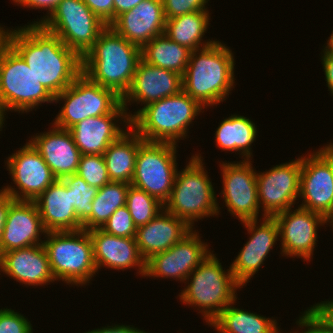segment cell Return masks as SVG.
Listing matches in <instances>:
<instances>
[{"label": "cell", "instance_id": "1", "mask_svg": "<svg viewBox=\"0 0 333 333\" xmlns=\"http://www.w3.org/2000/svg\"><path fill=\"white\" fill-rule=\"evenodd\" d=\"M15 29H10L9 44L53 97L82 73V59L41 24Z\"/></svg>", "mask_w": 333, "mask_h": 333}, {"label": "cell", "instance_id": "2", "mask_svg": "<svg viewBox=\"0 0 333 333\" xmlns=\"http://www.w3.org/2000/svg\"><path fill=\"white\" fill-rule=\"evenodd\" d=\"M234 66L232 50L218 40L210 46L191 51L182 76V90L203 108L219 105L236 83Z\"/></svg>", "mask_w": 333, "mask_h": 333}, {"label": "cell", "instance_id": "3", "mask_svg": "<svg viewBox=\"0 0 333 333\" xmlns=\"http://www.w3.org/2000/svg\"><path fill=\"white\" fill-rule=\"evenodd\" d=\"M140 59L141 48L108 25L82 58V73L122 98L131 86Z\"/></svg>", "mask_w": 333, "mask_h": 333}, {"label": "cell", "instance_id": "4", "mask_svg": "<svg viewBox=\"0 0 333 333\" xmlns=\"http://www.w3.org/2000/svg\"><path fill=\"white\" fill-rule=\"evenodd\" d=\"M204 108L186 92L145 106L132 120L131 127L147 142L178 144L186 139L188 126Z\"/></svg>", "mask_w": 333, "mask_h": 333}, {"label": "cell", "instance_id": "5", "mask_svg": "<svg viewBox=\"0 0 333 333\" xmlns=\"http://www.w3.org/2000/svg\"><path fill=\"white\" fill-rule=\"evenodd\" d=\"M215 255L211 252L186 278L188 285L178 295L183 304L200 309L209 325L229 304L236 301L237 289L243 288L234 278L231 267L223 270Z\"/></svg>", "mask_w": 333, "mask_h": 333}, {"label": "cell", "instance_id": "6", "mask_svg": "<svg viewBox=\"0 0 333 333\" xmlns=\"http://www.w3.org/2000/svg\"><path fill=\"white\" fill-rule=\"evenodd\" d=\"M188 165L177 171L169 199L164 209L184 220L192 229L194 222L219 215L216 193L199 154L191 156Z\"/></svg>", "mask_w": 333, "mask_h": 333}, {"label": "cell", "instance_id": "7", "mask_svg": "<svg viewBox=\"0 0 333 333\" xmlns=\"http://www.w3.org/2000/svg\"><path fill=\"white\" fill-rule=\"evenodd\" d=\"M45 236L43 247L56 281L82 286L99 272L94 262L89 231L46 232Z\"/></svg>", "mask_w": 333, "mask_h": 333}, {"label": "cell", "instance_id": "8", "mask_svg": "<svg viewBox=\"0 0 333 333\" xmlns=\"http://www.w3.org/2000/svg\"><path fill=\"white\" fill-rule=\"evenodd\" d=\"M45 102L54 103V97L8 44L0 55V104L5 111L28 113Z\"/></svg>", "mask_w": 333, "mask_h": 333}, {"label": "cell", "instance_id": "9", "mask_svg": "<svg viewBox=\"0 0 333 333\" xmlns=\"http://www.w3.org/2000/svg\"><path fill=\"white\" fill-rule=\"evenodd\" d=\"M61 100L64 105L52 123L61 129H69L89 117L110 114L122 103L115 91L92 82L83 73L54 97L55 103Z\"/></svg>", "mask_w": 333, "mask_h": 333}, {"label": "cell", "instance_id": "10", "mask_svg": "<svg viewBox=\"0 0 333 333\" xmlns=\"http://www.w3.org/2000/svg\"><path fill=\"white\" fill-rule=\"evenodd\" d=\"M41 25L57 35L81 59L107 26L82 0H61Z\"/></svg>", "mask_w": 333, "mask_h": 333}, {"label": "cell", "instance_id": "11", "mask_svg": "<svg viewBox=\"0 0 333 333\" xmlns=\"http://www.w3.org/2000/svg\"><path fill=\"white\" fill-rule=\"evenodd\" d=\"M177 144L147 142L139 145L131 185L165 203L171 194L177 169Z\"/></svg>", "mask_w": 333, "mask_h": 333}, {"label": "cell", "instance_id": "12", "mask_svg": "<svg viewBox=\"0 0 333 333\" xmlns=\"http://www.w3.org/2000/svg\"><path fill=\"white\" fill-rule=\"evenodd\" d=\"M6 167L17 186H4L1 191L16 201H35L57 179L40 153L28 141L6 160Z\"/></svg>", "mask_w": 333, "mask_h": 333}, {"label": "cell", "instance_id": "13", "mask_svg": "<svg viewBox=\"0 0 333 333\" xmlns=\"http://www.w3.org/2000/svg\"><path fill=\"white\" fill-rule=\"evenodd\" d=\"M301 156L289 163L256 173L259 207L263 217L293 208L300 193ZM262 205V206H261Z\"/></svg>", "mask_w": 333, "mask_h": 333}, {"label": "cell", "instance_id": "14", "mask_svg": "<svg viewBox=\"0 0 333 333\" xmlns=\"http://www.w3.org/2000/svg\"><path fill=\"white\" fill-rule=\"evenodd\" d=\"M301 197V198H300ZM299 198L303 209L326 216L333 205V155L323 146L301 156Z\"/></svg>", "mask_w": 333, "mask_h": 333}, {"label": "cell", "instance_id": "15", "mask_svg": "<svg viewBox=\"0 0 333 333\" xmlns=\"http://www.w3.org/2000/svg\"><path fill=\"white\" fill-rule=\"evenodd\" d=\"M219 166L222 171L223 190L221 197L229 213L238 220L247 221L258 219L260 212L256 171L252 161L243 160L223 162Z\"/></svg>", "mask_w": 333, "mask_h": 333}, {"label": "cell", "instance_id": "16", "mask_svg": "<svg viewBox=\"0 0 333 333\" xmlns=\"http://www.w3.org/2000/svg\"><path fill=\"white\" fill-rule=\"evenodd\" d=\"M200 238L192 229L168 250L152 255L146 260L145 277L174 278L186 283V278L211 253Z\"/></svg>", "mask_w": 333, "mask_h": 333}, {"label": "cell", "instance_id": "17", "mask_svg": "<svg viewBox=\"0 0 333 333\" xmlns=\"http://www.w3.org/2000/svg\"><path fill=\"white\" fill-rule=\"evenodd\" d=\"M273 217L278 225L282 256L311 260L318 227L325 224L324 216L298 206L294 211L290 208Z\"/></svg>", "mask_w": 333, "mask_h": 333}, {"label": "cell", "instance_id": "18", "mask_svg": "<svg viewBox=\"0 0 333 333\" xmlns=\"http://www.w3.org/2000/svg\"><path fill=\"white\" fill-rule=\"evenodd\" d=\"M261 219L263 221L260 224L258 219L241 222L251 235L230 267L234 278L242 287L257 274L270 250L280 239L275 218L266 216Z\"/></svg>", "mask_w": 333, "mask_h": 333}, {"label": "cell", "instance_id": "19", "mask_svg": "<svg viewBox=\"0 0 333 333\" xmlns=\"http://www.w3.org/2000/svg\"><path fill=\"white\" fill-rule=\"evenodd\" d=\"M182 90V76L176 72L148 64L140 59L129 90L122 97V104L128 111L129 102L144 104L142 108L128 113L132 120L145 106L163 98L178 94Z\"/></svg>", "mask_w": 333, "mask_h": 333}, {"label": "cell", "instance_id": "20", "mask_svg": "<svg viewBox=\"0 0 333 333\" xmlns=\"http://www.w3.org/2000/svg\"><path fill=\"white\" fill-rule=\"evenodd\" d=\"M118 121L125 123L124 127L131 126L122 103L112 113L86 118L68 130L82 155H103L108 146L126 132L118 126Z\"/></svg>", "mask_w": 333, "mask_h": 333}, {"label": "cell", "instance_id": "21", "mask_svg": "<svg viewBox=\"0 0 333 333\" xmlns=\"http://www.w3.org/2000/svg\"><path fill=\"white\" fill-rule=\"evenodd\" d=\"M41 234L46 235V230L36 203L15 200L7 211L0 241V255L11 250L43 244Z\"/></svg>", "mask_w": 333, "mask_h": 333}, {"label": "cell", "instance_id": "22", "mask_svg": "<svg viewBox=\"0 0 333 333\" xmlns=\"http://www.w3.org/2000/svg\"><path fill=\"white\" fill-rule=\"evenodd\" d=\"M162 0H143L130 11L119 15L109 26L127 41L142 48L165 31Z\"/></svg>", "mask_w": 333, "mask_h": 333}, {"label": "cell", "instance_id": "23", "mask_svg": "<svg viewBox=\"0 0 333 333\" xmlns=\"http://www.w3.org/2000/svg\"><path fill=\"white\" fill-rule=\"evenodd\" d=\"M89 235L97 271L101 267L123 271L138 267L139 275L145 277L146 260L140 254L135 237L114 236L101 228L89 230Z\"/></svg>", "mask_w": 333, "mask_h": 333}, {"label": "cell", "instance_id": "24", "mask_svg": "<svg viewBox=\"0 0 333 333\" xmlns=\"http://www.w3.org/2000/svg\"><path fill=\"white\" fill-rule=\"evenodd\" d=\"M29 142L40 153L56 179L77 172L82 154L68 129L52 124V129L32 136Z\"/></svg>", "mask_w": 333, "mask_h": 333}, {"label": "cell", "instance_id": "25", "mask_svg": "<svg viewBox=\"0 0 333 333\" xmlns=\"http://www.w3.org/2000/svg\"><path fill=\"white\" fill-rule=\"evenodd\" d=\"M0 272L28 286H42L56 281L43 244L2 253Z\"/></svg>", "mask_w": 333, "mask_h": 333}, {"label": "cell", "instance_id": "26", "mask_svg": "<svg viewBox=\"0 0 333 333\" xmlns=\"http://www.w3.org/2000/svg\"><path fill=\"white\" fill-rule=\"evenodd\" d=\"M46 232L77 231L83 229L71 204L70 188L57 179L35 201Z\"/></svg>", "mask_w": 333, "mask_h": 333}, {"label": "cell", "instance_id": "27", "mask_svg": "<svg viewBox=\"0 0 333 333\" xmlns=\"http://www.w3.org/2000/svg\"><path fill=\"white\" fill-rule=\"evenodd\" d=\"M191 230L184 220L163 209L154 219L137 228V247L148 260L156 253L168 250Z\"/></svg>", "mask_w": 333, "mask_h": 333}, {"label": "cell", "instance_id": "28", "mask_svg": "<svg viewBox=\"0 0 333 333\" xmlns=\"http://www.w3.org/2000/svg\"><path fill=\"white\" fill-rule=\"evenodd\" d=\"M129 128V129H128ZM144 140L130 126L103 153L111 181L131 184L139 145Z\"/></svg>", "mask_w": 333, "mask_h": 333}, {"label": "cell", "instance_id": "29", "mask_svg": "<svg viewBox=\"0 0 333 333\" xmlns=\"http://www.w3.org/2000/svg\"><path fill=\"white\" fill-rule=\"evenodd\" d=\"M256 129L255 123L249 118L231 114L214 133L216 146L223 151H239L244 161L252 160L251 145L256 140Z\"/></svg>", "mask_w": 333, "mask_h": 333}, {"label": "cell", "instance_id": "30", "mask_svg": "<svg viewBox=\"0 0 333 333\" xmlns=\"http://www.w3.org/2000/svg\"><path fill=\"white\" fill-rule=\"evenodd\" d=\"M209 10L196 11L166 20L164 34L172 41L187 47L191 51L213 44L216 40L202 39L207 31ZM202 41V42H201Z\"/></svg>", "mask_w": 333, "mask_h": 333}, {"label": "cell", "instance_id": "31", "mask_svg": "<svg viewBox=\"0 0 333 333\" xmlns=\"http://www.w3.org/2000/svg\"><path fill=\"white\" fill-rule=\"evenodd\" d=\"M191 50L172 41L164 33L156 36L141 48V59L156 67L183 76Z\"/></svg>", "mask_w": 333, "mask_h": 333}, {"label": "cell", "instance_id": "32", "mask_svg": "<svg viewBox=\"0 0 333 333\" xmlns=\"http://www.w3.org/2000/svg\"><path fill=\"white\" fill-rule=\"evenodd\" d=\"M235 303L229 304L210 323L217 333H268L278 325L276 319L234 307Z\"/></svg>", "mask_w": 333, "mask_h": 333}, {"label": "cell", "instance_id": "33", "mask_svg": "<svg viewBox=\"0 0 333 333\" xmlns=\"http://www.w3.org/2000/svg\"><path fill=\"white\" fill-rule=\"evenodd\" d=\"M129 185L126 182L111 181L98 188L92 202L91 215L82 223L83 229L89 231L102 228L118 208L125 206Z\"/></svg>", "mask_w": 333, "mask_h": 333}, {"label": "cell", "instance_id": "34", "mask_svg": "<svg viewBox=\"0 0 333 333\" xmlns=\"http://www.w3.org/2000/svg\"><path fill=\"white\" fill-rule=\"evenodd\" d=\"M125 206L137 228L147 224L164 209V204L157 198L131 184L127 192Z\"/></svg>", "mask_w": 333, "mask_h": 333}, {"label": "cell", "instance_id": "35", "mask_svg": "<svg viewBox=\"0 0 333 333\" xmlns=\"http://www.w3.org/2000/svg\"><path fill=\"white\" fill-rule=\"evenodd\" d=\"M70 188L71 204L74 206L76 216L83 223L92 212V202L98 188L87 184L84 179L74 173L62 179Z\"/></svg>", "mask_w": 333, "mask_h": 333}, {"label": "cell", "instance_id": "36", "mask_svg": "<svg viewBox=\"0 0 333 333\" xmlns=\"http://www.w3.org/2000/svg\"><path fill=\"white\" fill-rule=\"evenodd\" d=\"M76 174L97 188L111 182L103 155H81Z\"/></svg>", "mask_w": 333, "mask_h": 333}, {"label": "cell", "instance_id": "37", "mask_svg": "<svg viewBox=\"0 0 333 333\" xmlns=\"http://www.w3.org/2000/svg\"><path fill=\"white\" fill-rule=\"evenodd\" d=\"M118 237H136L137 227L126 206L118 208L101 228Z\"/></svg>", "mask_w": 333, "mask_h": 333}, {"label": "cell", "instance_id": "38", "mask_svg": "<svg viewBox=\"0 0 333 333\" xmlns=\"http://www.w3.org/2000/svg\"><path fill=\"white\" fill-rule=\"evenodd\" d=\"M0 333H33L31 322L12 309H0Z\"/></svg>", "mask_w": 333, "mask_h": 333}, {"label": "cell", "instance_id": "39", "mask_svg": "<svg viewBox=\"0 0 333 333\" xmlns=\"http://www.w3.org/2000/svg\"><path fill=\"white\" fill-rule=\"evenodd\" d=\"M209 0H162L165 19H172L196 11L208 10Z\"/></svg>", "mask_w": 333, "mask_h": 333}, {"label": "cell", "instance_id": "40", "mask_svg": "<svg viewBox=\"0 0 333 333\" xmlns=\"http://www.w3.org/2000/svg\"><path fill=\"white\" fill-rule=\"evenodd\" d=\"M296 323L301 329L305 327L300 333H333V327L313 307L307 308Z\"/></svg>", "mask_w": 333, "mask_h": 333}, {"label": "cell", "instance_id": "41", "mask_svg": "<svg viewBox=\"0 0 333 333\" xmlns=\"http://www.w3.org/2000/svg\"><path fill=\"white\" fill-rule=\"evenodd\" d=\"M107 26L114 21V0H82Z\"/></svg>", "mask_w": 333, "mask_h": 333}, {"label": "cell", "instance_id": "42", "mask_svg": "<svg viewBox=\"0 0 333 333\" xmlns=\"http://www.w3.org/2000/svg\"><path fill=\"white\" fill-rule=\"evenodd\" d=\"M16 5L31 9H43L48 10L47 15L38 21H34L30 24H41L50 14L56 9L61 0H12Z\"/></svg>", "mask_w": 333, "mask_h": 333}, {"label": "cell", "instance_id": "43", "mask_svg": "<svg viewBox=\"0 0 333 333\" xmlns=\"http://www.w3.org/2000/svg\"><path fill=\"white\" fill-rule=\"evenodd\" d=\"M321 60L328 90L333 95V52L323 48Z\"/></svg>", "mask_w": 333, "mask_h": 333}, {"label": "cell", "instance_id": "44", "mask_svg": "<svg viewBox=\"0 0 333 333\" xmlns=\"http://www.w3.org/2000/svg\"><path fill=\"white\" fill-rule=\"evenodd\" d=\"M84 333H150V332H146L144 330H139L137 327L135 328L134 326L130 327L129 325H117L115 324L114 326H105L102 328H97V329H93V330H89L88 332H84Z\"/></svg>", "mask_w": 333, "mask_h": 333}, {"label": "cell", "instance_id": "45", "mask_svg": "<svg viewBox=\"0 0 333 333\" xmlns=\"http://www.w3.org/2000/svg\"><path fill=\"white\" fill-rule=\"evenodd\" d=\"M14 201L15 200L10 195H8L0 190V241H1L4 224L6 221L7 211L9 209V206Z\"/></svg>", "mask_w": 333, "mask_h": 333}, {"label": "cell", "instance_id": "46", "mask_svg": "<svg viewBox=\"0 0 333 333\" xmlns=\"http://www.w3.org/2000/svg\"><path fill=\"white\" fill-rule=\"evenodd\" d=\"M312 307L333 327V300L322 301Z\"/></svg>", "mask_w": 333, "mask_h": 333}, {"label": "cell", "instance_id": "47", "mask_svg": "<svg viewBox=\"0 0 333 333\" xmlns=\"http://www.w3.org/2000/svg\"><path fill=\"white\" fill-rule=\"evenodd\" d=\"M143 0H114V20L124 12L130 11Z\"/></svg>", "mask_w": 333, "mask_h": 333}, {"label": "cell", "instance_id": "48", "mask_svg": "<svg viewBox=\"0 0 333 333\" xmlns=\"http://www.w3.org/2000/svg\"><path fill=\"white\" fill-rule=\"evenodd\" d=\"M9 29H4V27H1L0 25V55L4 48L9 44Z\"/></svg>", "mask_w": 333, "mask_h": 333}, {"label": "cell", "instance_id": "49", "mask_svg": "<svg viewBox=\"0 0 333 333\" xmlns=\"http://www.w3.org/2000/svg\"><path fill=\"white\" fill-rule=\"evenodd\" d=\"M6 113L4 107L0 104V131H2Z\"/></svg>", "mask_w": 333, "mask_h": 333}, {"label": "cell", "instance_id": "50", "mask_svg": "<svg viewBox=\"0 0 333 333\" xmlns=\"http://www.w3.org/2000/svg\"><path fill=\"white\" fill-rule=\"evenodd\" d=\"M324 218H325V223L327 224V222H329L330 225H332V229H333V205H332V208L330 209V211L327 213V215Z\"/></svg>", "mask_w": 333, "mask_h": 333}, {"label": "cell", "instance_id": "51", "mask_svg": "<svg viewBox=\"0 0 333 333\" xmlns=\"http://www.w3.org/2000/svg\"><path fill=\"white\" fill-rule=\"evenodd\" d=\"M327 45L323 46L327 50H331L333 52V31L332 34L330 35L329 39L327 40Z\"/></svg>", "mask_w": 333, "mask_h": 333}, {"label": "cell", "instance_id": "52", "mask_svg": "<svg viewBox=\"0 0 333 333\" xmlns=\"http://www.w3.org/2000/svg\"><path fill=\"white\" fill-rule=\"evenodd\" d=\"M268 333H282L280 330H279V326H275L273 329H271ZM289 333H296L295 332H289Z\"/></svg>", "mask_w": 333, "mask_h": 333}, {"label": "cell", "instance_id": "53", "mask_svg": "<svg viewBox=\"0 0 333 333\" xmlns=\"http://www.w3.org/2000/svg\"><path fill=\"white\" fill-rule=\"evenodd\" d=\"M325 148L333 155V143H329Z\"/></svg>", "mask_w": 333, "mask_h": 333}]
</instances>
